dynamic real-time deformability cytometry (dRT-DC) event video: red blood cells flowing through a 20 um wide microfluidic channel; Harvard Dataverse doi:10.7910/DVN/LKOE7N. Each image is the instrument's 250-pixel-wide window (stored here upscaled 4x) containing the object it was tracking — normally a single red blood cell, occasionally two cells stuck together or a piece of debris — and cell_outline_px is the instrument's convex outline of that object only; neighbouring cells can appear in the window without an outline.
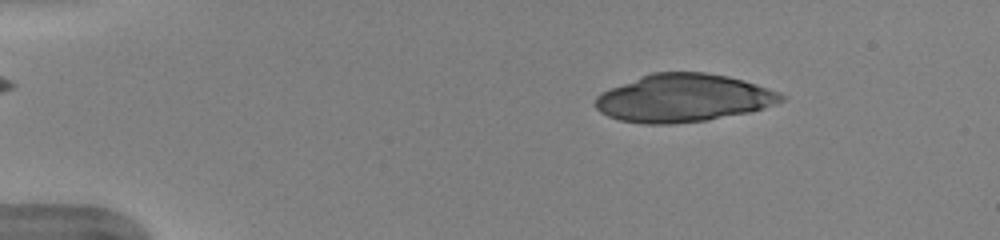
{"species": "human", "species_latin": "Homo sapiens", "temperature_condition": "warm", "stored_images_in_passage": 50, "camera_frame_rate_fps": 3000, "um_per_image_px": 0.085, "donor": {"sex": "female"}, "frame": {"image": 1, "passage_image": 8, "time_ms": 2.333, "image_size_px": [1000, 240], "cell_outline_px": [[788, 96], [784, 100], [776, 104], [764, 108], [748, 112], [708, 120], [676, 124], [644, 124], [620, 120], [608, 116], [600, 112], [596, 108], [596, 96], [600, 92], [640, 76], [652, 72], [704, 72], [728, 76], [744, 80], [780, 92]], "centroid_in_image_um": [58.1, 8.34], "position_along_channel_um": 26.9, "area_um2": 52.08}}